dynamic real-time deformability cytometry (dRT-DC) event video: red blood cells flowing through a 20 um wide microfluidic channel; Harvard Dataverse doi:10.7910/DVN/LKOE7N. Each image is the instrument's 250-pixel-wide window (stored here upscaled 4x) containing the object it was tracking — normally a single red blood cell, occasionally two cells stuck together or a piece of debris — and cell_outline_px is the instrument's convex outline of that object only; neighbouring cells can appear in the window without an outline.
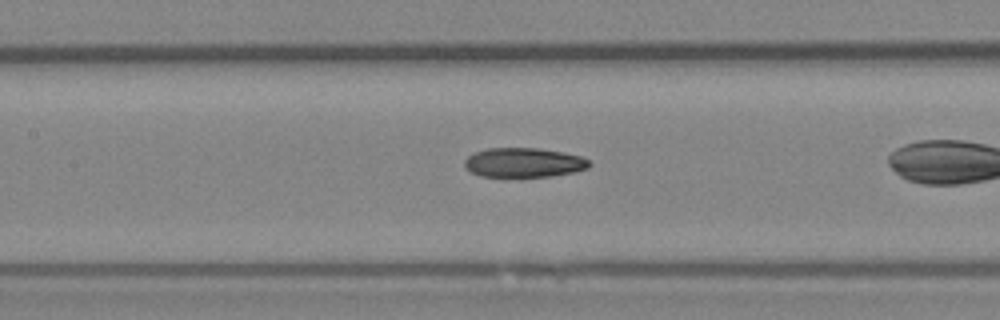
{"species": "Egyptian fruit bat (a non-hibernating species)", "species_latin": "Rousettus aegyptiacus", "temperature_condition": "room temperature", "stored_images_in_passage": 29, "camera_frame_rate_fps": 3000, "um_per_image_px": 0.085, "animal": {"sex": "female"}, "frame": {"image": 1, "passage_image": 13, "time_ms": 4.0, "image_size_px": [1000, 320], "cell_outline_px": [[592, 164], [588, 168], [576, 172], [552, 176], [480, 176], [464, 168], [464, 160], [468, 156], [476, 152], [488, 148], [540, 148], [564, 152], [580, 156], [588, 160]], "centroid_in_image_um": [44.54, 13.81], "position_along_channel_um": 162.9, "area_um2": 21.44}}
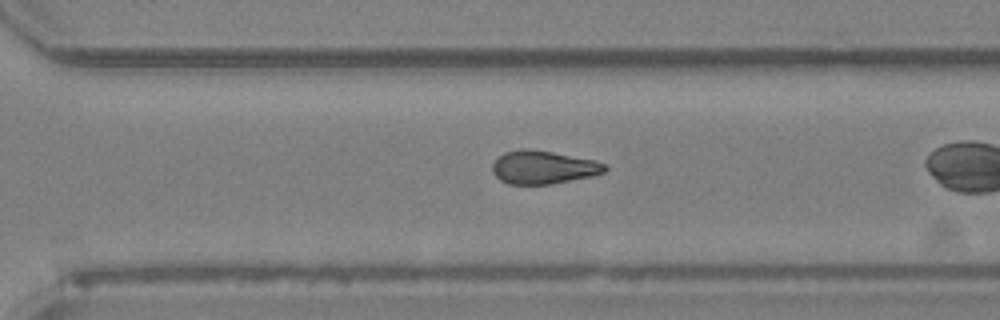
{"frame": {"image": 2, "passage_image": 25, "time_ms": 8.0, "image_size_px": [1000, 320], "cell_outline_px": [[608, 168], [604, 172], [592, 176], [552, 184], [508, 184], [500, 180], [492, 172], [492, 164], [504, 152], [520, 148], [528, 148], [552, 152], [596, 160], [604, 164]], "centroid_in_image_um": [46.17, 14.22], "position_along_channel_um": 324.4, "area_um2": 21.85}}